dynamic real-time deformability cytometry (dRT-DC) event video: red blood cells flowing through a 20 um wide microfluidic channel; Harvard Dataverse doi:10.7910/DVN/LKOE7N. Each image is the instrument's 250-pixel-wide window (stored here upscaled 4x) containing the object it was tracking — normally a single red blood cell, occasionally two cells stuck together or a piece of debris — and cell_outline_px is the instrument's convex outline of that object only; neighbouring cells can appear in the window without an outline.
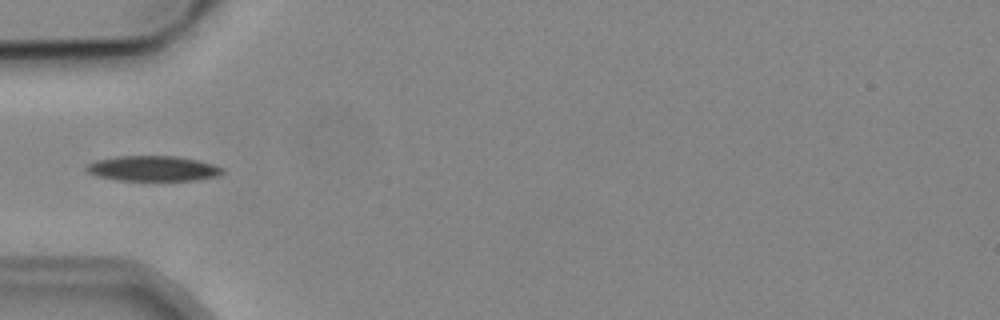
{"species": "common noctule bat (a hibernating species)", "species_latin": "Nyctalus noctula", "temperature_condition": "cold", "stored_images_in_passage": 4, "camera_frame_rate_fps": 3000, "um_per_image_px": 0.085, "animal": {"sex": "male", "body_mass_g": 19.2, "forearm_length_mm": 51.8}, "frame": {"image": 1, "passage_image": 4, "time_ms": 4.333, "image_size_px": [1000, 320], "cell_outline_px": [[224, 172], [220, 176], [196, 180], [120, 180], [96, 176], [88, 172], [84, 168], [88, 164], [96, 160], [120, 156], [176, 156], [196, 160], [212, 164], [224, 168]], "centroid_in_image_um": [13.02, 14.32], "position_along_channel_um": 72.0, "area_um2": 19.94}}